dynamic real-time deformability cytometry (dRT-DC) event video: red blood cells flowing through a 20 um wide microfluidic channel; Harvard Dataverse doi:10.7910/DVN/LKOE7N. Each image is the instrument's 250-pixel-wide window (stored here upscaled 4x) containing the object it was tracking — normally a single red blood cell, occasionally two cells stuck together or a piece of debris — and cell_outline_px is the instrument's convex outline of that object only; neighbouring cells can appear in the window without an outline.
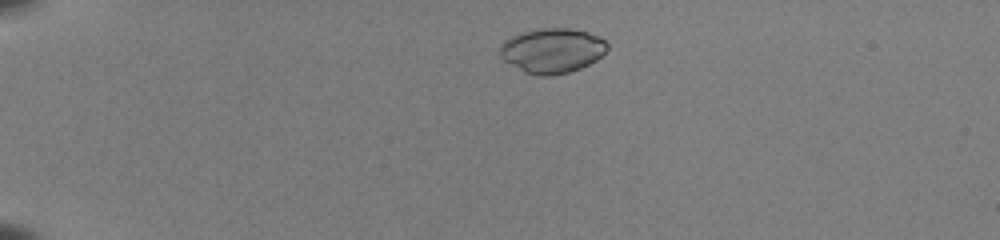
{"species": "common noctule bat (a hibernating species)", "species_latin": "Nyctalus noctula", "temperature_condition": "room temperature", "stored_images_in_passage": 41, "camera_frame_rate_fps": 3000, "um_per_image_px": 0.085, "animal": {"sex": "female", "body_mass_g": 22.0, "forearm_length_mm": 56.7}, "frame": {"image": 1, "passage_image": 1, "time_ms": 0.0, "image_size_px": [1000, 240], "cell_outline_px": [[608, 48], [596, 60], [580, 68], [568, 72], [548, 76], [536, 76], [524, 72], [504, 60], [500, 56], [500, 44], [504, 40], [520, 32], [540, 28], [568, 28], [588, 32], [604, 40], [608, 44]], "centroid_in_image_um": [46.9, 4.29], "position_along_channel_um": 38.1, "area_um2": 27.98}}
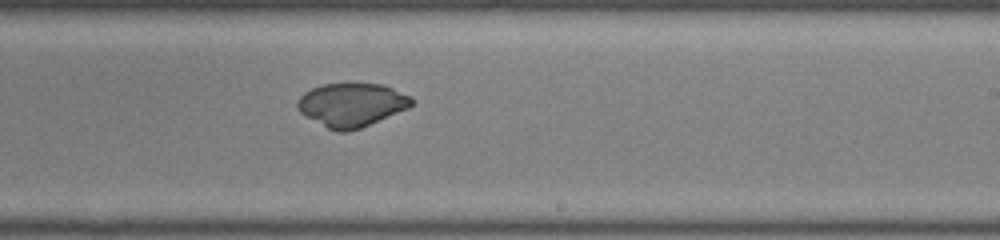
{"frame": {"image": 2, "passage_image": 23, "time_ms": 7.333, "image_size_px": [1000, 240], "cell_outline_px": [[416, 100], [408, 108], [360, 128], [348, 132], [336, 132], [304, 116], [296, 108], [296, 100], [304, 92], [320, 84], [384, 84], [412, 96]], "centroid_in_image_um": [29.87, 8.91], "position_along_channel_um": 259.1, "area_um2": 29.19}}
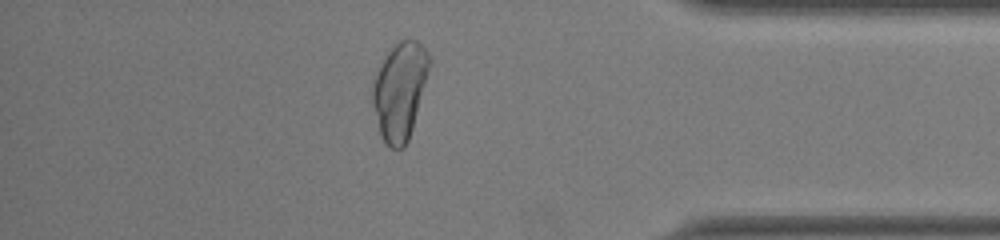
{"frame": {"image": 3, "passage_image": 35, "time_ms": 11.333, "image_size_px": [1000, 240], "cell_outline_px": [[432, 60], [412, 128], [408, 140], [404, 148], [392, 148], [384, 144], [380, 136], [372, 104], [372, 76], [396, 40], [416, 40], [428, 52]], "centroid_in_image_um": [33.95, 7.7], "position_along_channel_um": 401.2, "area_um2": 32.43}, "authors_computed_cell_mechanics": {"area_um2": 29.9982, "velocity_mm_per_s": 3.9645, "shape_relaxation_time_tau1_ms": null, "shape_relaxation_time_tau2_ms": 3.6669, "deformation_change_tau1": null, "deformation_change_tau2": 0.0368}}